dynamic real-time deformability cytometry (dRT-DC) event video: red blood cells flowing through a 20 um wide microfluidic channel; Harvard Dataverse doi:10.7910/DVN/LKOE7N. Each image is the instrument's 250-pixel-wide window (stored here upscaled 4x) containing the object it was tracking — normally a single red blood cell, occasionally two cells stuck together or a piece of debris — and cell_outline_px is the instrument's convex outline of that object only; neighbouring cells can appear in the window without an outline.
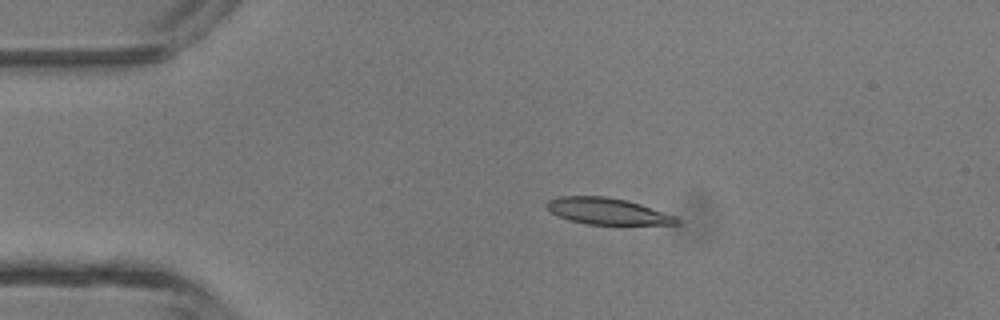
{"species": "common noctule bat (a hibernating species)", "species_latin": "Nyctalus noctula", "temperature_condition": "room temperature", "stored_images_in_passage": 3, "camera_frame_rate_fps": 3000, "um_per_image_px": 0.085, "animal": {"sex": "male", "body_mass_g": 13.3}, "frame": {"image": 1, "passage_image": 2, "time_ms": 1.333, "image_size_px": [1000, 320], "cell_outline_px": [[680, 224], [588, 224], [568, 220], [552, 212], [544, 204], [548, 200], [560, 196], [604, 196], [628, 200], [676, 216], [680, 220]], "centroid_in_image_um": [51.63, 17.94], "position_along_channel_um": 33.4, "area_um2": 19.88}}